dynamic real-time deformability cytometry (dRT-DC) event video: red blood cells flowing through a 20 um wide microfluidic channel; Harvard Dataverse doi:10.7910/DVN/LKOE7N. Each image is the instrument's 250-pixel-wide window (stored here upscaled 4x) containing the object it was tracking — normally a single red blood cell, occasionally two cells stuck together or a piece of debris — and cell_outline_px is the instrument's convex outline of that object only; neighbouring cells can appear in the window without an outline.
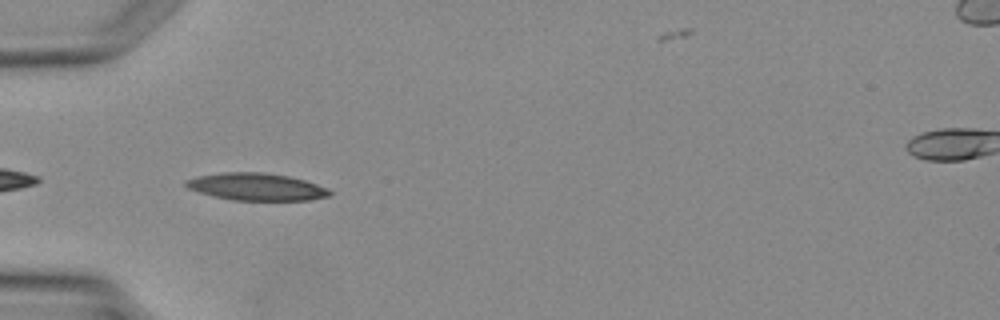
{"species": "Egyptian fruit bat (a non-hibernating species)", "species_latin": "Rousettus aegyptiacus", "temperature_condition": "warm", "stored_images_in_passage": 4, "camera_frame_rate_fps": 3000, "um_per_image_px": 0.085, "animal": {"sex": "female"}, "frame": {"image": 1, "passage_image": 3, "time_ms": 3.0, "image_size_px": [1000, 320], "cell_outline_px": [[332, 196], [308, 200], [232, 200], [200, 192], [188, 188], [184, 184], [184, 180], [196, 176], [224, 172], [264, 172], [288, 176], [304, 180], [328, 188], [332, 192]], "centroid_in_image_um": [21.81, 15.87], "position_along_channel_um": 63.2, "area_um2": 22.83}}